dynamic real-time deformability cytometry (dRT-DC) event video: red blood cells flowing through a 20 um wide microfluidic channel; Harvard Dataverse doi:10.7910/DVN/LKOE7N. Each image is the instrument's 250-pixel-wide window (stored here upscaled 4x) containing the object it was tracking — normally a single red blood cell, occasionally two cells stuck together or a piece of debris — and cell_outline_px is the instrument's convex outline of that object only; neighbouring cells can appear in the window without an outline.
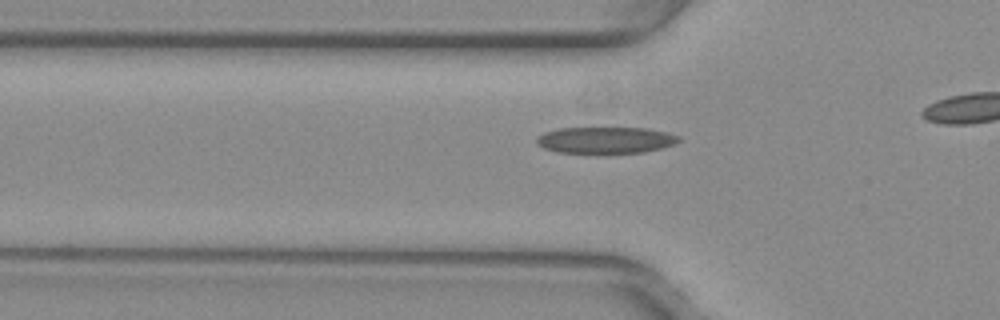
{"species": "common noctule bat (a hibernating species)", "species_latin": "Nyctalus noctula", "temperature_condition": "warm", "stored_images_in_passage": 14, "camera_frame_rate_fps": 3000, "um_per_image_px": 0.085, "animal": {"sex": "female", "body_mass_g": 29.2, "forearm_length_mm": 56.3}, "frame": {"image": 1, "passage_image": 12, "time_ms": 3.667, "image_size_px": [1000, 320], "cell_outline_px": [[680, 140], [676, 144], [644, 152], [556, 152], [544, 148], [536, 144], [536, 140], [544, 132], [560, 128], [648, 128], [668, 132], [680, 136]], "centroid_in_image_um": [51.51, 11.89], "position_along_channel_um": 74.3, "area_um2": 21.73}}